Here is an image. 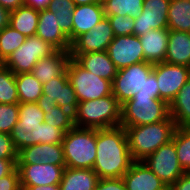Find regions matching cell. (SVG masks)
Masks as SVG:
<instances>
[{
  "mask_svg": "<svg viewBox=\"0 0 190 190\" xmlns=\"http://www.w3.org/2000/svg\"><path fill=\"white\" fill-rule=\"evenodd\" d=\"M153 64L141 62L119 69L112 82V94L120 104L131 99L145 85Z\"/></svg>",
  "mask_w": 190,
  "mask_h": 190,
  "instance_id": "obj_9",
  "label": "cell"
},
{
  "mask_svg": "<svg viewBox=\"0 0 190 190\" xmlns=\"http://www.w3.org/2000/svg\"><path fill=\"white\" fill-rule=\"evenodd\" d=\"M95 190H127L122 178L99 179Z\"/></svg>",
  "mask_w": 190,
  "mask_h": 190,
  "instance_id": "obj_39",
  "label": "cell"
},
{
  "mask_svg": "<svg viewBox=\"0 0 190 190\" xmlns=\"http://www.w3.org/2000/svg\"><path fill=\"white\" fill-rule=\"evenodd\" d=\"M107 52L118 70L144 62L142 45L139 37L134 34L114 37Z\"/></svg>",
  "mask_w": 190,
  "mask_h": 190,
  "instance_id": "obj_13",
  "label": "cell"
},
{
  "mask_svg": "<svg viewBox=\"0 0 190 190\" xmlns=\"http://www.w3.org/2000/svg\"><path fill=\"white\" fill-rule=\"evenodd\" d=\"M166 63L190 67V33L169 30Z\"/></svg>",
  "mask_w": 190,
  "mask_h": 190,
  "instance_id": "obj_24",
  "label": "cell"
},
{
  "mask_svg": "<svg viewBox=\"0 0 190 190\" xmlns=\"http://www.w3.org/2000/svg\"><path fill=\"white\" fill-rule=\"evenodd\" d=\"M26 190H60V184L41 185V186H23Z\"/></svg>",
  "mask_w": 190,
  "mask_h": 190,
  "instance_id": "obj_48",
  "label": "cell"
},
{
  "mask_svg": "<svg viewBox=\"0 0 190 190\" xmlns=\"http://www.w3.org/2000/svg\"><path fill=\"white\" fill-rule=\"evenodd\" d=\"M25 39L26 36L10 25L0 31V62L4 63L25 42Z\"/></svg>",
  "mask_w": 190,
  "mask_h": 190,
  "instance_id": "obj_33",
  "label": "cell"
},
{
  "mask_svg": "<svg viewBox=\"0 0 190 190\" xmlns=\"http://www.w3.org/2000/svg\"><path fill=\"white\" fill-rule=\"evenodd\" d=\"M20 185L17 167L8 175L0 178V190H15Z\"/></svg>",
  "mask_w": 190,
  "mask_h": 190,
  "instance_id": "obj_40",
  "label": "cell"
},
{
  "mask_svg": "<svg viewBox=\"0 0 190 190\" xmlns=\"http://www.w3.org/2000/svg\"><path fill=\"white\" fill-rule=\"evenodd\" d=\"M143 162L166 185L170 187L180 176L185 174L179 164L175 143L171 140L146 157Z\"/></svg>",
  "mask_w": 190,
  "mask_h": 190,
  "instance_id": "obj_10",
  "label": "cell"
},
{
  "mask_svg": "<svg viewBox=\"0 0 190 190\" xmlns=\"http://www.w3.org/2000/svg\"><path fill=\"white\" fill-rule=\"evenodd\" d=\"M39 103L58 105L68 109L73 114L78 107L76 93L69 82L67 72L53 78L51 81L43 84V92Z\"/></svg>",
  "mask_w": 190,
  "mask_h": 190,
  "instance_id": "obj_15",
  "label": "cell"
},
{
  "mask_svg": "<svg viewBox=\"0 0 190 190\" xmlns=\"http://www.w3.org/2000/svg\"><path fill=\"white\" fill-rule=\"evenodd\" d=\"M133 162L124 127L96 129V159L93 170L99 179L122 178Z\"/></svg>",
  "mask_w": 190,
  "mask_h": 190,
  "instance_id": "obj_1",
  "label": "cell"
},
{
  "mask_svg": "<svg viewBox=\"0 0 190 190\" xmlns=\"http://www.w3.org/2000/svg\"><path fill=\"white\" fill-rule=\"evenodd\" d=\"M152 72L158 82L159 99L168 105L190 78V67L166 62L154 64Z\"/></svg>",
  "mask_w": 190,
  "mask_h": 190,
  "instance_id": "obj_11",
  "label": "cell"
},
{
  "mask_svg": "<svg viewBox=\"0 0 190 190\" xmlns=\"http://www.w3.org/2000/svg\"><path fill=\"white\" fill-rule=\"evenodd\" d=\"M98 180L93 169L65 167L60 190H95Z\"/></svg>",
  "mask_w": 190,
  "mask_h": 190,
  "instance_id": "obj_25",
  "label": "cell"
},
{
  "mask_svg": "<svg viewBox=\"0 0 190 190\" xmlns=\"http://www.w3.org/2000/svg\"><path fill=\"white\" fill-rule=\"evenodd\" d=\"M70 55L85 70L111 82L118 72L107 51Z\"/></svg>",
  "mask_w": 190,
  "mask_h": 190,
  "instance_id": "obj_20",
  "label": "cell"
},
{
  "mask_svg": "<svg viewBox=\"0 0 190 190\" xmlns=\"http://www.w3.org/2000/svg\"><path fill=\"white\" fill-rule=\"evenodd\" d=\"M144 0H108L103 4L104 15H122L136 18L143 10Z\"/></svg>",
  "mask_w": 190,
  "mask_h": 190,
  "instance_id": "obj_32",
  "label": "cell"
},
{
  "mask_svg": "<svg viewBox=\"0 0 190 190\" xmlns=\"http://www.w3.org/2000/svg\"><path fill=\"white\" fill-rule=\"evenodd\" d=\"M169 114L176 127L190 126V78L170 103Z\"/></svg>",
  "mask_w": 190,
  "mask_h": 190,
  "instance_id": "obj_27",
  "label": "cell"
},
{
  "mask_svg": "<svg viewBox=\"0 0 190 190\" xmlns=\"http://www.w3.org/2000/svg\"><path fill=\"white\" fill-rule=\"evenodd\" d=\"M169 29L150 30L147 34L139 36L143 48L144 62L157 64L165 61Z\"/></svg>",
  "mask_w": 190,
  "mask_h": 190,
  "instance_id": "obj_23",
  "label": "cell"
},
{
  "mask_svg": "<svg viewBox=\"0 0 190 190\" xmlns=\"http://www.w3.org/2000/svg\"><path fill=\"white\" fill-rule=\"evenodd\" d=\"M122 179L127 190H166L168 188L143 161H134Z\"/></svg>",
  "mask_w": 190,
  "mask_h": 190,
  "instance_id": "obj_18",
  "label": "cell"
},
{
  "mask_svg": "<svg viewBox=\"0 0 190 190\" xmlns=\"http://www.w3.org/2000/svg\"><path fill=\"white\" fill-rule=\"evenodd\" d=\"M56 51L55 47L37 35L26 37L25 42L9 56L3 65L15 75L32 72L39 59L51 56Z\"/></svg>",
  "mask_w": 190,
  "mask_h": 190,
  "instance_id": "obj_8",
  "label": "cell"
},
{
  "mask_svg": "<svg viewBox=\"0 0 190 190\" xmlns=\"http://www.w3.org/2000/svg\"><path fill=\"white\" fill-rule=\"evenodd\" d=\"M45 123L62 129L65 133L74 127V114L58 105L42 104Z\"/></svg>",
  "mask_w": 190,
  "mask_h": 190,
  "instance_id": "obj_30",
  "label": "cell"
},
{
  "mask_svg": "<svg viewBox=\"0 0 190 190\" xmlns=\"http://www.w3.org/2000/svg\"><path fill=\"white\" fill-rule=\"evenodd\" d=\"M15 190H26V188L23 187V186H21V185H19Z\"/></svg>",
  "mask_w": 190,
  "mask_h": 190,
  "instance_id": "obj_50",
  "label": "cell"
},
{
  "mask_svg": "<svg viewBox=\"0 0 190 190\" xmlns=\"http://www.w3.org/2000/svg\"><path fill=\"white\" fill-rule=\"evenodd\" d=\"M108 0H98V3H100V4H104L105 2H107Z\"/></svg>",
  "mask_w": 190,
  "mask_h": 190,
  "instance_id": "obj_51",
  "label": "cell"
},
{
  "mask_svg": "<svg viewBox=\"0 0 190 190\" xmlns=\"http://www.w3.org/2000/svg\"><path fill=\"white\" fill-rule=\"evenodd\" d=\"M0 5L11 12L24 5V0H0Z\"/></svg>",
  "mask_w": 190,
  "mask_h": 190,
  "instance_id": "obj_46",
  "label": "cell"
},
{
  "mask_svg": "<svg viewBox=\"0 0 190 190\" xmlns=\"http://www.w3.org/2000/svg\"><path fill=\"white\" fill-rule=\"evenodd\" d=\"M70 59V51L57 50L51 56L39 59L31 73L39 82L45 84L62 75L66 71Z\"/></svg>",
  "mask_w": 190,
  "mask_h": 190,
  "instance_id": "obj_22",
  "label": "cell"
},
{
  "mask_svg": "<svg viewBox=\"0 0 190 190\" xmlns=\"http://www.w3.org/2000/svg\"><path fill=\"white\" fill-rule=\"evenodd\" d=\"M176 125L171 116L153 124L126 127L128 146L134 161H143L172 140Z\"/></svg>",
  "mask_w": 190,
  "mask_h": 190,
  "instance_id": "obj_3",
  "label": "cell"
},
{
  "mask_svg": "<svg viewBox=\"0 0 190 190\" xmlns=\"http://www.w3.org/2000/svg\"><path fill=\"white\" fill-rule=\"evenodd\" d=\"M39 11L22 5L10 12L9 25L26 37L36 35Z\"/></svg>",
  "mask_w": 190,
  "mask_h": 190,
  "instance_id": "obj_26",
  "label": "cell"
},
{
  "mask_svg": "<svg viewBox=\"0 0 190 190\" xmlns=\"http://www.w3.org/2000/svg\"><path fill=\"white\" fill-rule=\"evenodd\" d=\"M114 37L111 23L108 17L105 16L93 29L78 36L71 43L70 54L107 51Z\"/></svg>",
  "mask_w": 190,
  "mask_h": 190,
  "instance_id": "obj_12",
  "label": "cell"
},
{
  "mask_svg": "<svg viewBox=\"0 0 190 190\" xmlns=\"http://www.w3.org/2000/svg\"><path fill=\"white\" fill-rule=\"evenodd\" d=\"M103 17L104 7L100 3L76 5L72 14V42L93 29Z\"/></svg>",
  "mask_w": 190,
  "mask_h": 190,
  "instance_id": "obj_21",
  "label": "cell"
},
{
  "mask_svg": "<svg viewBox=\"0 0 190 190\" xmlns=\"http://www.w3.org/2000/svg\"><path fill=\"white\" fill-rule=\"evenodd\" d=\"M68 168L93 169L96 159V129L73 127L62 141Z\"/></svg>",
  "mask_w": 190,
  "mask_h": 190,
  "instance_id": "obj_6",
  "label": "cell"
},
{
  "mask_svg": "<svg viewBox=\"0 0 190 190\" xmlns=\"http://www.w3.org/2000/svg\"><path fill=\"white\" fill-rule=\"evenodd\" d=\"M78 102L96 100L112 94V82L103 79L81 67L73 58L66 69Z\"/></svg>",
  "mask_w": 190,
  "mask_h": 190,
  "instance_id": "obj_7",
  "label": "cell"
},
{
  "mask_svg": "<svg viewBox=\"0 0 190 190\" xmlns=\"http://www.w3.org/2000/svg\"><path fill=\"white\" fill-rule=\"evenodd\" d=\"M121 104L113 96L78 102L74 113V126L89 129H106L120 126Z\"/></svg>",
  "mask_w": 190,
  "mask_h": 190,
  "instance_id": "obj_4",
  "label": "cell"
},
{
  "mask_svg": "<svg viewBox=\"0 0 190 190\" xmlns=\"http://www.w3.org/2000/svg\"><path fill=\"white\" fill-rule=\"evenodd\" d=\"M72 14L73 12L54 13L56 20L58 21L57 24L62 32L69 38L70 43H72Z\"/></svg>",
  "mask_w": 190,
  "mask_h": 190,
  "instance_id": "obj_38",
  "label": "cell"
},
{
  "mask_svg": "<svg viewBox=\"0 0 190 190\" xmlns=\"http://www.w3.org/2000/svg\"><path fill=\"white\" fill-rule=\"evenodd\" d=\"M108 17L113 33L116 36L132 35L134 27V19L128 15H105Z\"/></svg>",
  "mask_w": 190,
  "mask_h": 190,
  "instance_id": "obj_36",
  "label": "cell"
},
{
  "mask_svg": "<svg viewBox=\"0 0 190 190\" xmlns=\"http://www.w3.org/2000/svg\"><path fill=\"white\" fill-rule=\"evenodd\" d=\"M168 29L190 33V0H170Z\"/></svg>",
  "mask_w": 190,
  "mask_h": 190,
  "instance_id": "obj_29",
  "label": "cell"
},
{
  "mask_svg": "<svg viewBox=\"0 0 190 190\" xmlns=\"http://www.w3.org/2000/svg\"><path fill=\"white\" fill-rule=\"evenodd\" d=\"M74 7L72 0H51L47 9L52 13H68L73 12Z\"/></svg>",
  "mask_w": 190,
  "mask_h": 190,
  "instance_id": "obj_41",
  "label": "cell"
},
{
  "mask_svg": "<svg viewBox=\"0 0 190 190\" xmlns=\"http://www.w3.org/2000/svg\"><path fill=\"white\" fill-rule=\"evenodd\" d=\"M53 164L65 165L62 143H40L21 149L18 152L17 164Z\"/></svg>",
  "mask_w": 190,
  "mask_h": 190,
  "instance_id": "obj_17",
  "label": "cell"
},
{
  "mask_svg": "<svg viewBox=\"0 0 190 190\" xmlns=\"http://www.w3.org/2000/svg\"><path fill=\"white\" fill-rule=\"evenodd\" d=\"M18 159H0V178L10 174L17 167Z\"/></svg>",
  "mask_w": 190,
  "mask_h": 190,
  "instance_id": "obj_43",
  "label": "cell"
},
{
  "mask_svg": "<svg viewBox=\"0 0 190 190\" xmlns=\"http://www.w3.org/2000/svg\"><path fill=\"white\" fill-rule=\"evenodd\" d=\"M170 0H144L143 10L134 18L133 34L142 36L150 30L168 28Z\"/></svg>",
  "mask_w": 190,
  "mask_h": 190,
  "instance_id": "obj_14",
  "label": "cell"
},
{
  "mask_svg": "<svg viewBox=\"0 0 190 190\" xmlns=\"http://www.w3.org/2000/svg\"><path fill=\"white\" fill-rule=\"evenodd\" d=\"M170 116L169 105L151 94L137 93L121 104L120 126L133 127L153 124L166 120Z\"/></svg>",
  "mask_w": 190,
  "mask_h": 190,
  "instance_id": "obj_5",
  "label": "cell"
},
{
  "mask_svg": "<svg viewBox=\"0 0 190 190\" xmlns=\"http://www.w3.org/2000/svg\"><path fill=\"white\" fill-rule=\"evenodd\" d=\"M170 190H190V173H185L171 185Z\"/></svg>",
  "mask_w": 190,
  "mask_h": 190,
  "instance_id": "obj_44",
  "label": "cell"
},
{
  "mask_svg": "<svg viewBox=\"0 0 190 190\" xmlns=\"http://www.w3.org/2000/svg\"><path fill=\"white\" fill-rule=\"evenodd\" d=\"M10 11L0 5V31L9 26Z\"/></svg>",
  "mask_w": 190,
  "mask_h": 190,
  "instance_id": "obj_47",
  "label": "cell"
},
{
  "mask_svg": "<svg viewBox=\"0 0 190 190\" xmlns=\"http://www.w3.org/2000/svg\"><path fill=\"white\" fill-rule=\"evenodd\" d=\"M57 22L54 13L50 12L48 9L39 11L36 35L45 42L51 44L57 50L70 51V40L62 32Z\"/></svg>",
  "mask_w": 190,
  "mask_h": 190,
  "instance_id": "obj_19",
  "label": "cell"
},
{
  "mask_svg": "<svg viewBox=\"0 0 190 190\" xmlns=\"http://www.w3.org/2000/svg\"><path fill=\"white\" fill-rule=\"evenodd\" d=\"M41 104L20 103L19 119L10 133L17 152L40 143H62L65 132L45 123Z\"/></svg>",
  "mask_w": 190,
  "mask_h": 190,
  "instance_id": "obj_2",
  "label": "cell"
},
{
  "mask_svg": "<svg viewBox=\"0 0 190 190\" xmlns=\"http://www.w3.org/2000/svg\"><path fill=\"white\" fill-rule=\"evenodd\" d=\"M66 165L17 164L21 186L60 184Z\"/></svg>",
  "mask_w": 190,
  "mask_h": 190,
  "instance_id": "obj_16",
  "label": "cell"
},
{
  "mask_svg": "<svg viewBox=\"0 0 190 190\" xmlns=\"http://www.w3.org/2000/svg\"><path fill=\"white\" fill-rule=\"evenodd\" d=\"M19 119V104L0 103V133L10 134Z\"/></svg>",
  "mask_w": 190,
  "mask_h": 190,
  "instance_id": "obj_35",
  "label": "cell"
},
{
  "mask_svg": "<svg viewBox=\"0 0 190 190\" xmlns=\"http://www.w3.org/2000/svg\"><path fill=\"white\" fill-rule=\"evenodd\" d=\"M51 0H24V5L34 8L35 10L41 11L47 9Z\"/></svg>",
  "mask_w": 190,
  "mask_h": 190,
  "instance_id": "obj_45",
  "label": "cell"
},
{
  "mask_svg": "<svg viewBox=\"0 0 190 190\" xmlns=\"http://www.w3.org/2000/svg\"><path fill=\"white\" fill-rule=\"evenodd\" d=\"M0 159H18L10 134L0 133Z\"/></svg>",
  "mask_w": 190,
  "mask_h": 190,
  "instance_id": "obj_37",
  "label": "cell"
},
{
  "mask_svg": "<svg viewBox=\"0 0 190 190\" xmlns=\"http://www.w3.org/2000/svg\"><path fill=\"white\" fill-rule=\"evenodd\" d=\"M74 5H85V4H93L98 3V0H72Z\"/></svg>",
  "mask_w": 190,
  "mask_h": 190,
  "instance_id": "obj_49",
  "label": "cell"
},
{
  "mask_svg": "<svg viewBox=\"0 0 190 190\" xmlns=\"http://www.w3.org/2000/svg\"><path fill=\"white\" fill-rule=\"evenodd\" d=\"M20 103H37L43 92V84L31 72L15 75Z\"/></svg>",
  "mask_w": 190,
  "mask_h": 190,
  "instance_id": "obj_28",
  "label": "cell"
},
{
  "mask_svg": "<svg viewBox=\"0 0 190 190\" xmlns=\"http://www.w3.org/2000/svg\"><path fill=\"white\" fill-rule=\"evenodd\" d=\"M0 103L19 104L15 74L7 67H0Z\"/></svg>",
  "mask_w": 190,
  "mask_h": 190,
  "instance_id": "obj_34",
  "label": "cell"
},
{
  "mask_svg": "<svg viewBox=\"0 0 190 190\" xmlns=\"http://www.w3.org/2000/svg\"><path fill=\"white\" fill-rule=\"evenodd\" d=\"M138 93L151 94V97L159 99V88L156 76L153 72L149 74L146 79L145 85Z\"/></svg>",
  "mask_w": 190,
  "mask_h": 190,
  "instance_id": "obj_42",
  "label": "cell"
},
{
  "mask_svg": "<svg viewBox=\"0 0 190 190\" xmlns=\"http://www.w3.org/2000/svg\"><path fill=\"white\" fill-rule=\"evenodd\" d=\"M172 141L175 143L180 166L185 173H190V126L177 127Z\"/></svg>",
  "mask_w": 190,
  "mask_h": 190,
  "instance_id": "obj_31",
  "label": "cell"
}]
</instances>
